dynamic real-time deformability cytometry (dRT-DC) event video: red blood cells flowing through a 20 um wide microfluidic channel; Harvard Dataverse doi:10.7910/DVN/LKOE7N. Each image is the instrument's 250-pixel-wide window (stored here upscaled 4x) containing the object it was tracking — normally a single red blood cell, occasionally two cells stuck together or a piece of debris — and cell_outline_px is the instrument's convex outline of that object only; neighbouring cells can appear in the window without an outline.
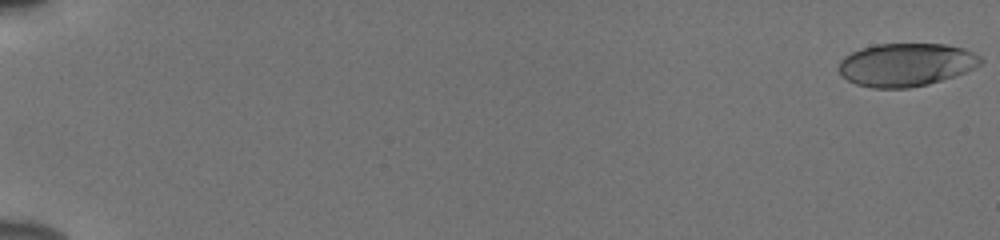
{"species": "human", "species_latin": "Homo sapiens", "temperature_condition": "cold", "stored_images_in_passage": 55, "camera_frame_rate_fps": 3000, "um_per_image_px": 0.085, "donor": {"sex": "male"}, "frame": {"image": 1, "passage_image": 1, "time_ms": 0.0, "image_size_px": [1000, 240], "cell_outline_px": [[984, 60], [980, 64], [956, 76], [928, 84], [908, 88], [872, 88], [856, 84], [848, 80], [840, 72], [840, 60], [844, 56], [860, 48], [876, 44], [944, 44], [964, 48], [980, 56]], "centroid_in_image_um": [77.02, 5.5], "position_along_channel_um": 8.0, "area_um2": 35.55}}
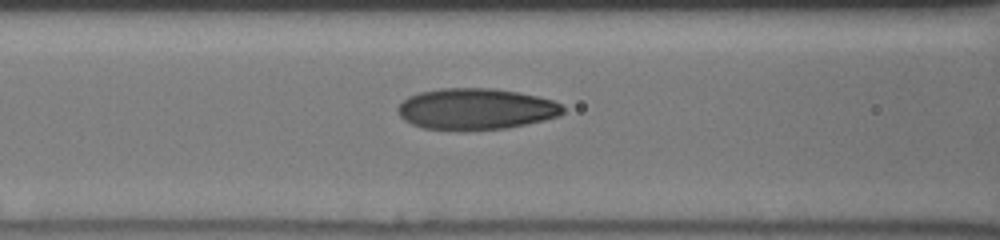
{"frame": {"image": 2, "passage_image": 26, "time_ms": 8.333, "image_size_px": [1000, 240], "cell_outline_px": [[564, 112], [560, 116], [544, 120], [504, 128], [424, 128], [412, 124], [404, 120], [400, 116], [396, 108], [408, 96], [420, 92], [440, 88], [492, 88], [520, 92], [552, 100], [560, 104], [564, 108]], "centroid_in_image_um": [40.45, 9.23], "position_along_channel_um": 126.1, "area_um2": 38.96}}
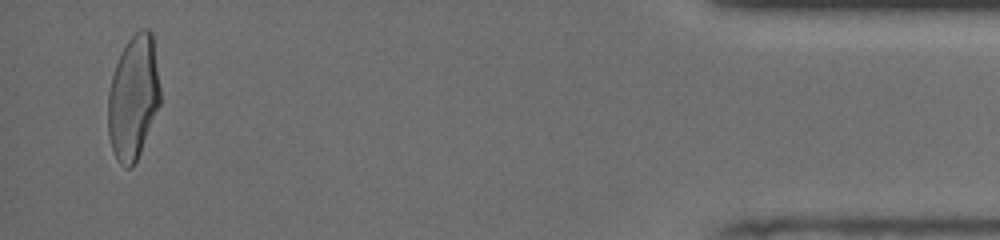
{"frame": {"image": 3, "passage_image": 54, "time_ms": 17.667, "image_size_px": [1000, 240], "cell_outline_px": [[160, 104], [140, 152], [132, 168], [124, 168], [116, 160], [108, 136], [108, 92], [112, 76], [116, 64], [128, 40], [140, 28], [148, 28], [152, 32], [160, 88]], "centroid_in_image_um": [11.33, 8.3], "position_along_channel_um": 423.9, "area_um2": 37.63}, "authors_computed_cell_mechanics": {"area_um2": 37.57, "velocity_mm_per_s": 3.8831, "shape_relaxation_time_tau1_ms": 4.916, "shape_relaxation_time_tau2_ms": 1.0297, "deformation_change_tau1": 0.186, "deformation_change_tau2": 0.0706}}